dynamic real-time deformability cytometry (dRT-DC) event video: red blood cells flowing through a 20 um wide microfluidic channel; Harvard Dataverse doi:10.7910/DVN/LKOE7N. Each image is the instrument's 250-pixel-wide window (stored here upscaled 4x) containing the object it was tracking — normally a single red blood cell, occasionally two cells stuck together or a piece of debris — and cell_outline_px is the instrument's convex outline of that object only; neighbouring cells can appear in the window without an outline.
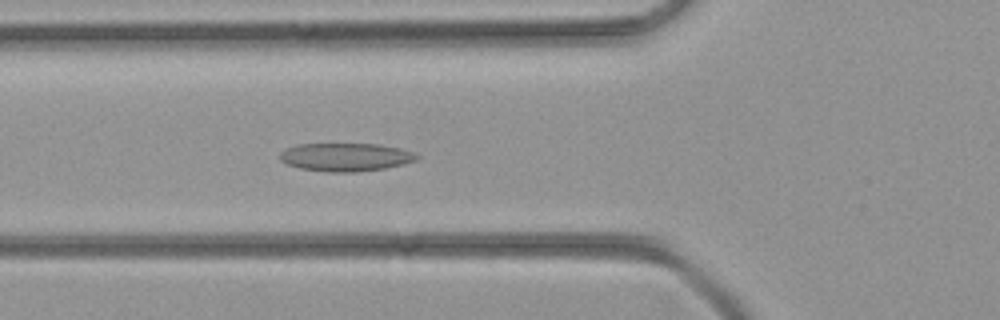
{"species": "common noctule bat (a hibernating species)", "species_latin": "Nyctalus noctula", "temperature_condition": "room temperature", "stored_images_in_passage": 48, "camera_frame_rate_fps": 3000, "um_per_image_px": 0.085, "animal": {"sex": "female", "body_mass_g": 21.9}, "frame": {"image": 1, "passage_image": 17, "time_ms": 5.333, "image_size_px": [1000, 320], "cell_outline_px": [[420, 156], [416, 160], [404, 164], [384, 168], [356, 172], [328, 172], [300, 168], [288, 164], [280, 160], [280, 152], [284, 148], [296, 144], [380, 144], [400, 148], [412, 152]], "centroid_in_image_um": [29.36, 13.35], "position_along_channel_um": 96.4, "area_um2": 22.54}}
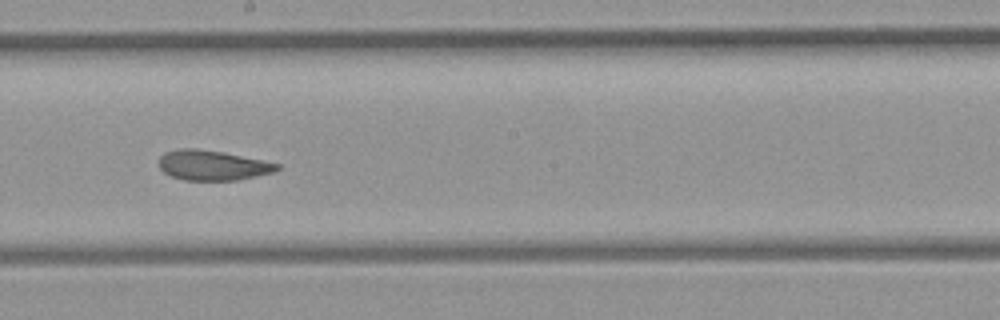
{"frame": {"image": 2, "passage_image": 26, "time_ms": 8.333, "image_size_px": [1000, 320], "cell_outline_px": [[280, 168], [276, 172], [236, 180], [184, 180], [172, 176], [164, 172], [160, 168], [160, 156], [164, 152], [180, 148], [196, 148], [224, 152], [280, 164]], "centroid_in_image_um": [18.08, 14.04], "position_along_channel_um": 230.1, "area_um2": 20.63}}
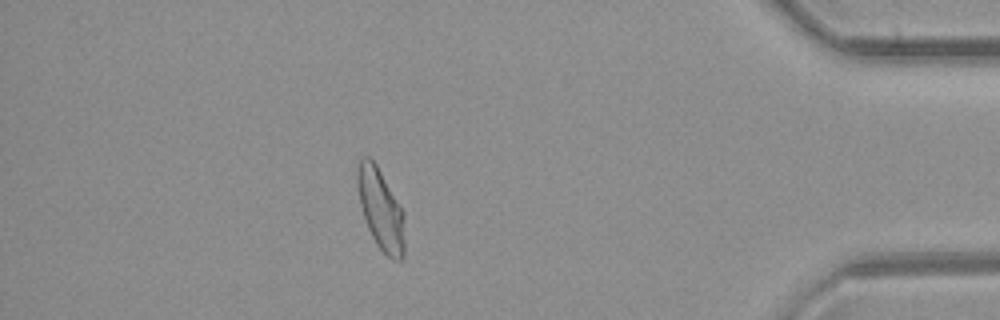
{"frame": {"image": 3, "passage_image": 41, "time_ms": 13.333, "image_size_px": [1000, 320], "cell_outline_px": [[404, 260], [392, 260], [376, 244], [368, 228], [360, 204], [356, 184], [356, 164], [364, 156], [368, 156], [376, 164], [404, 212]], "centroid_in_image_um": [32.35, 17.79], "position_along_channel_um": 402.8, "area_um2": 22.37}}